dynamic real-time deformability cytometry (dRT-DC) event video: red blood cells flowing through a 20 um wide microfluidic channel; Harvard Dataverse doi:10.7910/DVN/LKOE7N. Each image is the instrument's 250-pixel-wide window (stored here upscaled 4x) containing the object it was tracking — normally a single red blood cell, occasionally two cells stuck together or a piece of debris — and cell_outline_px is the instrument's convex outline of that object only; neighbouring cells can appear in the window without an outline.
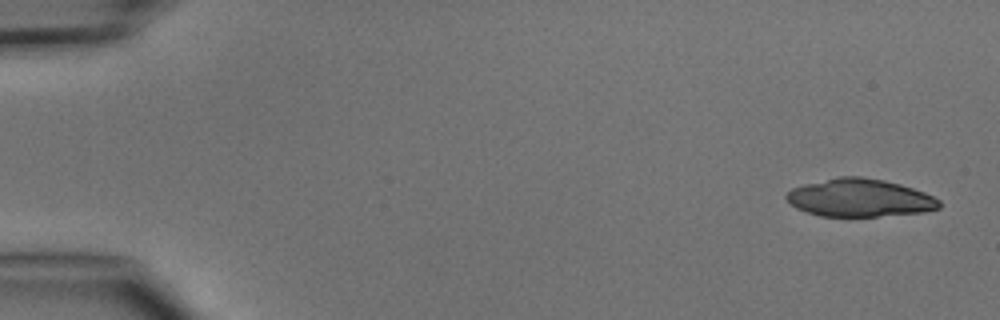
{"species": "common noctule bat (a hibernating species)", "species_latin": "Nyctalus noctula", "temperature_condition": "cold", "stored_images_in_passage": 4, "camera_frame_rate_fps": 3000, "um_per_image_px": 0.085, "animal": {"sex": "male", "body_mass_g": 15.6}, "frame": {"image": 1, "passage_image": 1, "time_ms": 0.0, "image_size_px": [1000, 320], "cell_outline_px": [[940, 208], [924, 212], [876, 216], [820, 216], [796, 208], [784, 196], [792, 188], [804, 184], [840, 176], [860, 176], [884, 180], [900, 184], [924, 192], [940, 200]], "centroid_in_image_um": [73.08, 16.81], "position_along_channel_um": 11.9, "area_um2": 33.52}}